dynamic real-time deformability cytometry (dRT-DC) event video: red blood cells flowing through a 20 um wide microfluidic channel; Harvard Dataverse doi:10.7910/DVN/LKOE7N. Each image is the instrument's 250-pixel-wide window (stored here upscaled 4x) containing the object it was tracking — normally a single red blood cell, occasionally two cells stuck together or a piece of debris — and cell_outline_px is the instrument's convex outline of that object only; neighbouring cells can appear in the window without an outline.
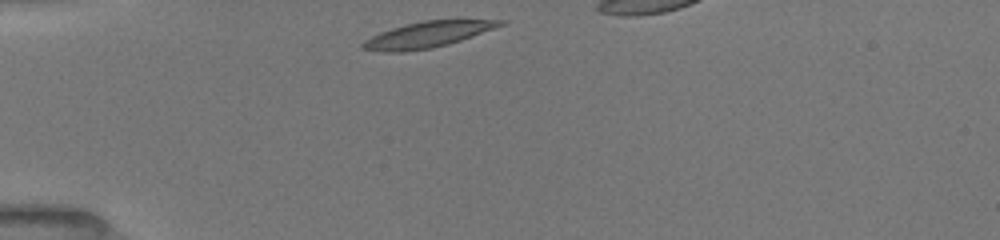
{"species": "common noctule bat (a hibernating species)", "species_latin": "Nyctalus noctula", "temperature_condition": "room temperature", "stored_images_in_passage": 30, "camera_frame_rate_fps": 3000, "um_per_image_px": 0.085, "animal": {"sex": "female", "body_mass_g": 19.5, "forearm_length_mm": 54.1}, "frame": {"image": 1, "passage_image": 1, "time_ms": 0.0, "image_size_px": [1000, 240], "cell_outline_px": [[508, 20], [504, 24], [460, 40], [448, 44], [432, 48], [400, 52], [384, 52], [360, 48], [360, 44], [364, 40], [380, 32], [392, 28], [424, 20]], "centroid_in_image_um": [36.27, 2.95], "position_along_channel_um": 48.7, "area_um2": 20.35}}
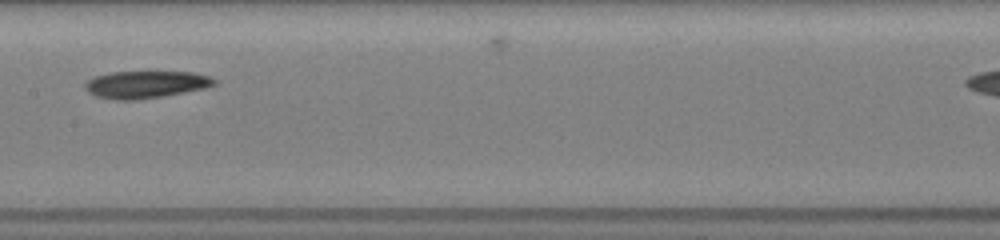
{"frame": {"image": 2, "passage_image": 14, "time_ms": 4.333, "image_size_px": [1000, 240], "cell_outline_px": [[216, 84], [204, 88], [184, 92], [136, 100], [116, 100], [96, 96], [88, 92], [84, 88], [84, 84], [88, 80], [96, 76], [112, 72], [192, 72], [208, 76], [216, 80]], "centroid_in_image_um": [12.36, 7.18], "position_along_channel_um": 195.0, "area_um2": 20.29}}
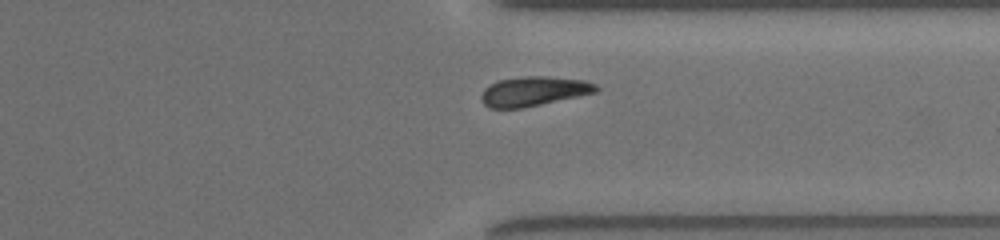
{"frame": {"image": 3, "passage_image": 27, "time_ms": 8.667, "image_size_px": [1000, 240], "cell_outline_px": [[600, 92], [524, 108], [488, 108], [484, 104], [480, 96], [484, 88], [500, 80], [524, 76], [548, 76], [584, 80], [596, 84], [600, 88]], "centroid_in_image_um": [45.42, 7.76], "position_along_channel_um": 366.0, "area_um2": 20.0}}